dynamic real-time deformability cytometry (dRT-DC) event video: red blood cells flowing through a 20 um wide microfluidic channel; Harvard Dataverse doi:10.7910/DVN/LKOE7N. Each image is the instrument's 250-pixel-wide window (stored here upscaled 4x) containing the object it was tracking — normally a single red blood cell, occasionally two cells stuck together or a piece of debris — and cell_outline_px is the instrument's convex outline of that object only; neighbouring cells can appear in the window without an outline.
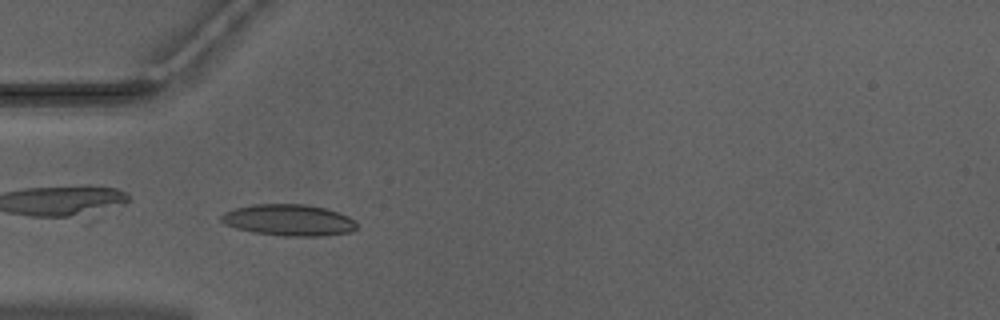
{"species": "Egyptian fruit bat (a non-hibernating species)", "species_latin": "Rousettus aegyptiacus", "temperature_condition": "warm", "stored_images_in_passage": 48, "camera_frame_rate_fps": 3000, "um_per_image_px": 0.085, "animal": {"sex": "male"}, "frame": {"image": 1, "passage_image": 12, "time_ms": 3.667, "image_size_px": [1000, 320], "cell_outline_px": [[356, 228], [352, 232], [328, 236], [284, 236], [252, 232], [236, 228], [224, 224], [220, 220], [220, 216], [224, 212], [232, 208], [252, 204], [304, 204], [328, 208], [340, 212], [348, 216], [356, 224]], "centroid_in_image_um": [24.53, 18.7], "position_along_channel_um": 60.5, "area_um2": 25.2}}
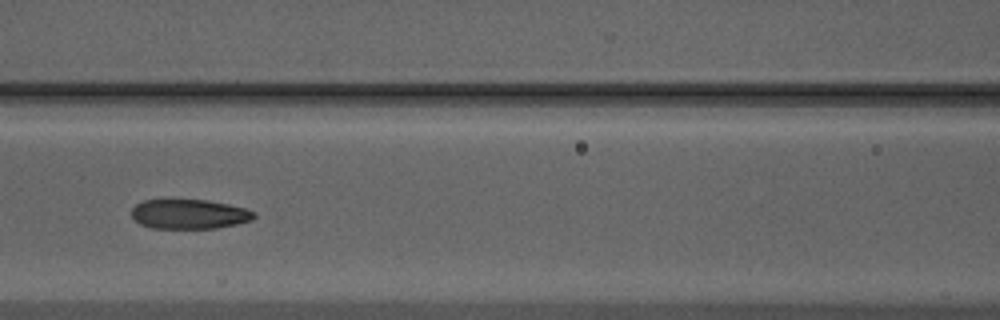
{"frame": {"image": 2, "passage_image": 19, "time_ms": 6.0, "image_size_px": [1000, 320], "cell_outline_px": [[256, 216], [252, 220], [236, 224], [216, 228], [152, 228], [140, 224], [132, 216], [132, 208], [136, 204], [144, 200], [208, 200], [228, 204], [244, 208], [256, 212]], "centroid_in_image_um": [16.1, 18.2], "position_along_channel_um": 150.5, "area_um2": 21.04}}
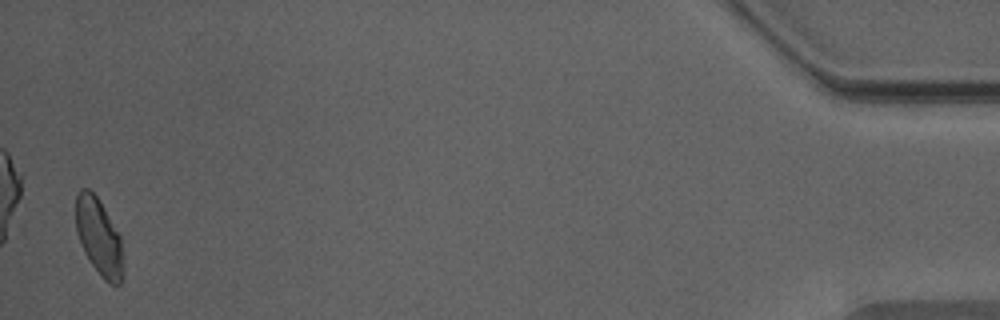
{"frame": {"image": 3, "passage_image": 47, "time_ms": 15.333, "image_size_px": [1000, 320], "cell_outline_px": [[124, 272], [120, 284], [112, 284], [104, 280], [100, 276], [84, 252], [76, 232], [76, 196], [80, 188], [88, 188], [96, 196], [120, 236]], "centroid_in_image_um": [8.4, 20.16], "position_along_channel_um": 426.8, "area_um2": 20.98}, "authors_computed_cell_mechanics": {"area_um2": 21.7906, "velocity_mm_per_s": 3.9671, "shape_relaxation_time_tau1_ms": null, "shape_relaxation_time_tau2_ms": 1.7339, "deformation_change_tau1": null, "deformation_change_tau2": 0.0656}}